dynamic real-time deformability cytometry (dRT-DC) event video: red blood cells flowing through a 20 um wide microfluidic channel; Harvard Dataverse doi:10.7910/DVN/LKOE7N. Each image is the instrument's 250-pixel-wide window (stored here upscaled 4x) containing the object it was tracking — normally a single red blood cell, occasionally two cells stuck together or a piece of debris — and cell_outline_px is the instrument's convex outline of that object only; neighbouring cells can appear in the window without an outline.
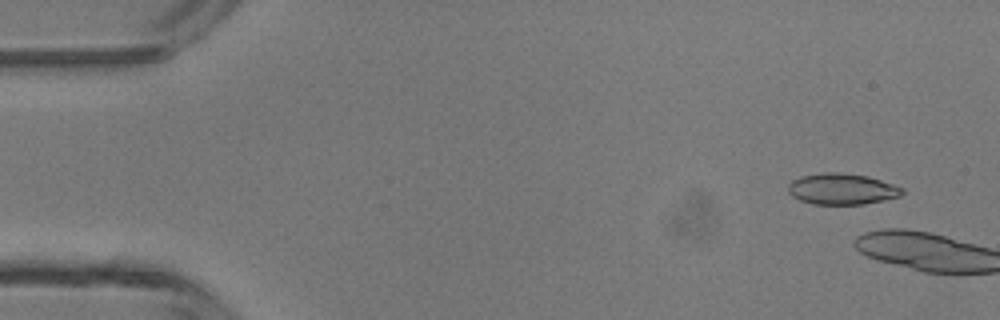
{"species": "common noctule bat (a hibernating species)", "species_latin": "Nyctalus noctula", "temperature_condition": "room temperature", "stored_images_in_passage": 5, "camera_frame_rate_fps": 3000, "um_per_image_px": 0.085, "animal": {"sex": "male", "body_mass_g": 13.3}, "frame": {"image": 1, "passage_image": 3, "time_ms": 0.667, "image_size_px": [1000, 320], "cell_outline_px": [[904, 192], [900, 196], [884, 200], [864, 204], [812, 204], [800, 200], [792, 196], [788, 192], [788, 184], [792, 180], [800, 176], [824, 172], [836, 172], [868, 176], [904, 188]], "centroid_in_image_um": [71.55, 16.06], "position_along_channel_um": 13.5, "area_um2": 20.69}}